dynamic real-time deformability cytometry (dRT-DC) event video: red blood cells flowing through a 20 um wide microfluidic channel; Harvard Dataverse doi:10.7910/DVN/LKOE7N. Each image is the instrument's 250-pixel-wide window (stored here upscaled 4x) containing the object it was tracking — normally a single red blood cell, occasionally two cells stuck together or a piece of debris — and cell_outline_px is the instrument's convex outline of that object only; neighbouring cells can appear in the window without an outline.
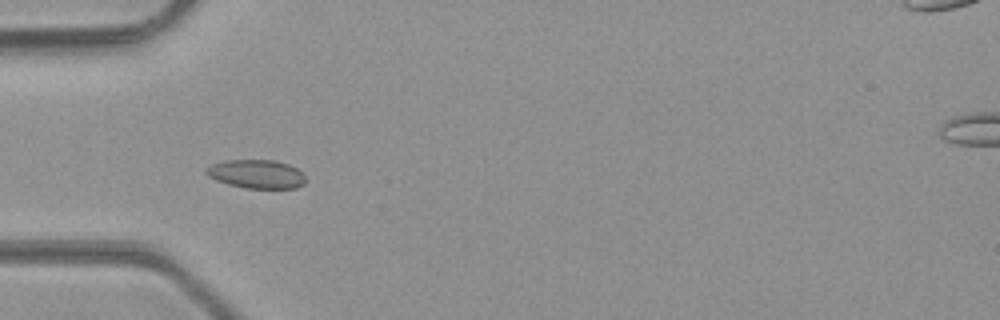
{"species": "common noctule bat (a hibernating species)", "species_latin": "Nyctalus noctula", "temperature_condition": "room temperature", "stored_images_in_passage": 37, "camera_frame_rate_fps": 3000, "um_per_image_px": 0.085, "animal": {"sex": "male", "body_mass_g": 23.1, "forearm_length_mm": 52.7}, "frame": {"image": 1, "passage_image": 11, "time_ms": 3.333, "image_size_px": [1000, 320], "cell_outline_px": [[304, 184], [296, 188], [244, 188], [228, 184], [216, 180], [208, 176], [204, 172], [212, 164], [224, 160], [276, 160], [288, 164], [296, 168], [304, 176]], "centroid_in_image_um": [21.78, 14.79], "position_along_channel_um": 63.2, "area_um2": 16.53}}
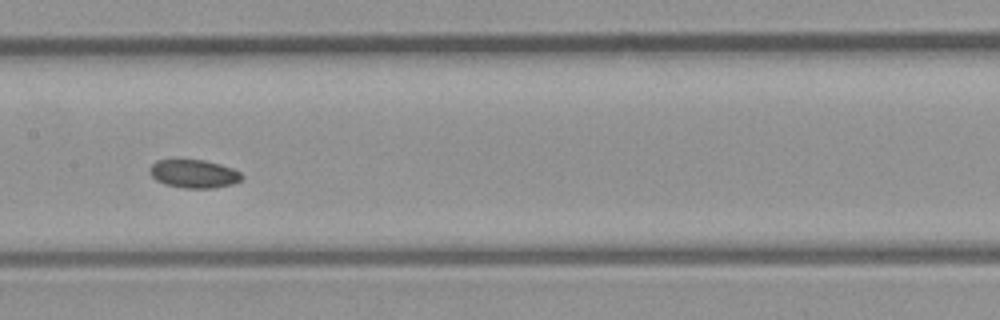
{"frame": {"image": 2, "passage_image": 20, "time_ms": 6.333, "image_size_px": [1000, 320], "cell_outline_px": [[244, 176], [240, 180], [232, 184], [212, 188], [184, 188], [164, 184], [156, 180], [148, 172], [152, 164], [156, 160], [204, 160], [220, 164], [232, 168], [240, 172]], "centroid_in_image_um": [16.47, 14.77], "position_along_channel_um": 190.9, "area_um2": 15.14}}
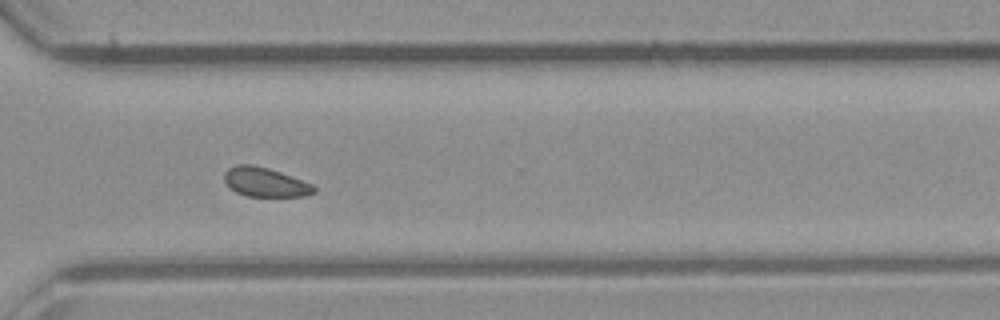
{"frame": {"image": 3, "passage_image": 31, "time_ms": 10.0, "image_size_px": [1000, 320], "cell_outline_px": [[316, 192], [304, 196], [248, 196], [236, 192], [224, 180], [224, 172], [228, 168], [236, 164], [252, 164], [268, 168], [280, 172], [312, 184], [316, 188]], "centroid_in_image_um": [22.53, 15.47], "position_along_channel_um": 348.1, "area_um2": 15.14}}